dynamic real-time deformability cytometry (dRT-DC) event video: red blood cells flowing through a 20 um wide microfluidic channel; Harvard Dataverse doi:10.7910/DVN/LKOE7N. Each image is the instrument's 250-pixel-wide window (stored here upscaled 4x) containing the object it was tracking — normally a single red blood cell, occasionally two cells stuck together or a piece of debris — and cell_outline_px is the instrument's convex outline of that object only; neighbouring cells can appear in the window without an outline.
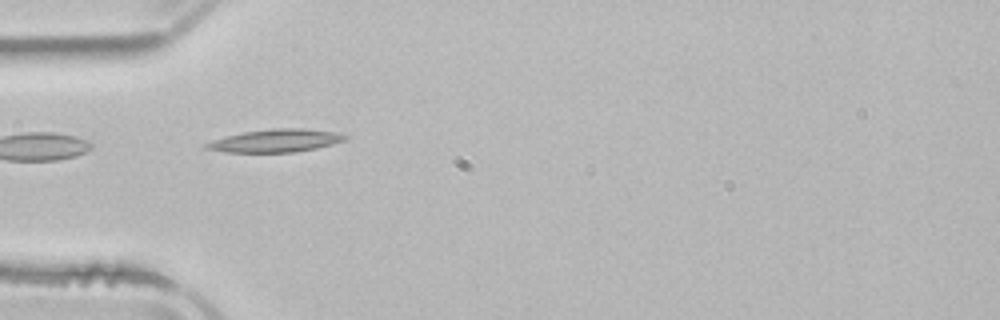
{"species": "common noctule bat (a hibernating species)", "species_latin": "Nyctalus noctula", "temperature_condition": "room temperature", "stored_images_in_passage": 4, "camera_frame_rate_fps": 3000, "um_per_image_px": 0.085, "animal": {"sex": "male", "body_mass_g": 21.5, "forearm_length_mm": 52.0}, "frame": {"image": 1, "passage_image": 3, "time_ms": 4.0, "image_size_px": [1000, 320], "cell_outline_px": [[348, 136], [344, 140], [332, 144], [316, 148], [292, 152], [224, 152], [204, 148], [204, 144], [212, 140], [244, 132], [272, 128], [304, 128], [340, 132]], "centroid_in_image_um": [23.45, 11.95], "position_along_channel_um": 61.5, "area_um2": 18.44}}
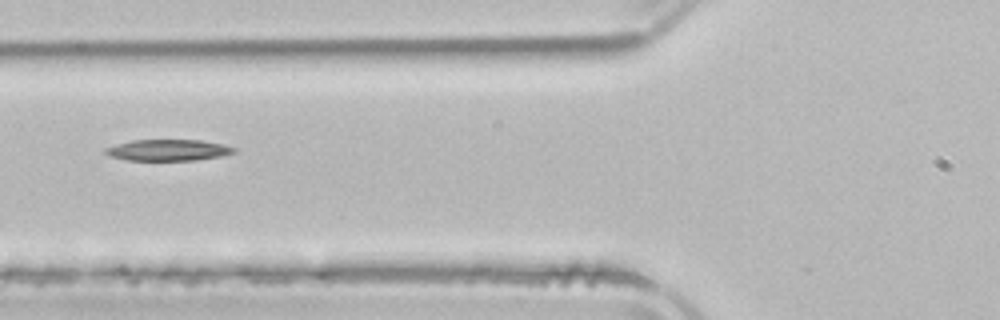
{"frame": {"image": 2, "passage_image": 4, "time_ms": 5.333, "image_size_px": [1000, 320], "cell_outline_px": [[236, 152], [220, 156], [192, 160], [128, 160], [112, 156], [104, 152], [104, 148], [116, 144], [132, 140], [200, 140], [224, 144], [236, 148]], "centroid_in_image_um": [14.3, 12.75], "position_along_channel_um": 111.5, "area_um2": 15.78}}